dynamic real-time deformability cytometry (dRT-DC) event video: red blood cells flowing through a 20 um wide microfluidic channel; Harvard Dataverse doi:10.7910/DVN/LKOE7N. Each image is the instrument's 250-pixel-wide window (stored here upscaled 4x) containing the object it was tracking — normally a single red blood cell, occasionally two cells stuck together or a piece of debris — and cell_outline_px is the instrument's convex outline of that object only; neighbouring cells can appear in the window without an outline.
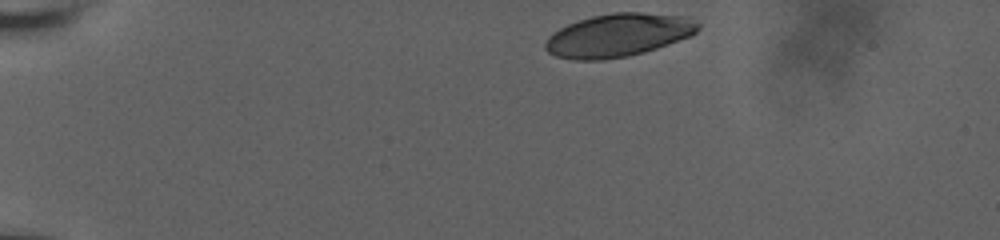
{"species": "human", "species_latin": "Homo sapiens", "temperature_condition": "room temperature", "stored_images_in_passage": 33, "camera_frame_rate_fps": 3000, "um_per_image_px": 0.085, "donor": {"sex": "male"}, "frame": {"image": 1, "passage_image": 1, "time_ms": 0.0, "image_size_px": [1000, 240], "cell_outline_px": [[700, 28], [696, 32], [688, 36], [656, 48], [644, 52], [628, 56], [600, 60], [576, 60], [556, 56], [548, 52], [544, 48], [544, 44], [548, 36], [552, 32], [568, 24], [592, 16], [612, 12], [644, 12], [692, 16], [700, 24]], "centroid_in_image_um": [52.57, 2.97], "position_along_channel_um": 32.4, "area_um2": 38.55}}
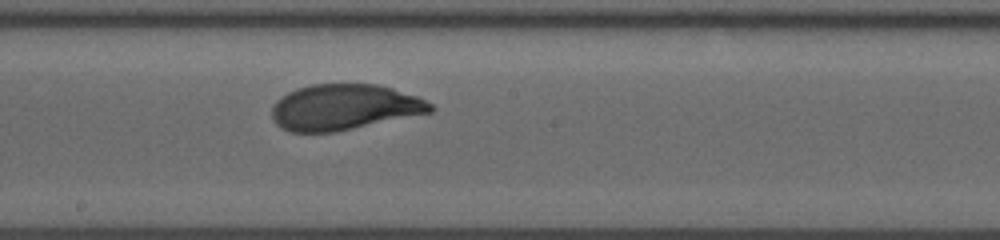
{"frame": {"image": 2, "passage_image": 19, "time_ms": 7.333, "image_size_px": [1000, 240], "cell_outline_px": [[436, 108], [432, 112], [336, 132], [292, 132], [280, 128], [272, 120], [272, 104], [276, 100], [288, 92], [296, 88], [312, 84], [376, 84], [392, 88], [416, 96], [432, 104]], "centroid_in_image_um": [29.23, 9.11], "position_along_channel_um": 219.0, "area_um2": 42.43}}
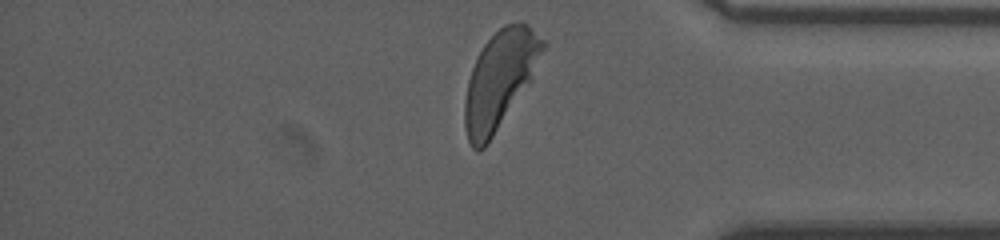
{"frame": {"image": 3, "passage_image": 33, "time_ms": 12.333, "image_size_px": [1000, 240], "cell_outline_px": [[548, 44], [532, 80], [488, 144], [484, 148], [476, 152], [472, 148], [468, 140], [464, 128], [464, 100], [468, 80], [472, 68], [484, 44], [504, 24], [516, 20], [520, 20], [528, 24]], "centroid_in_image_um": [42.51, 6.77], "position_along_channel_um": 392.7, "area_um2": 44.85}, "authors_computed_cell_mechanics": {"area_um2": 42.8876, "velocity_mm_per_s": 3.7384, "shape_relaxation_time_tau1_ms": 3.9691, "shape_relaxation_time_tau2_ms": null, "deformation_change_tau1": 0.2005, "deformation_change_tau2": null}}